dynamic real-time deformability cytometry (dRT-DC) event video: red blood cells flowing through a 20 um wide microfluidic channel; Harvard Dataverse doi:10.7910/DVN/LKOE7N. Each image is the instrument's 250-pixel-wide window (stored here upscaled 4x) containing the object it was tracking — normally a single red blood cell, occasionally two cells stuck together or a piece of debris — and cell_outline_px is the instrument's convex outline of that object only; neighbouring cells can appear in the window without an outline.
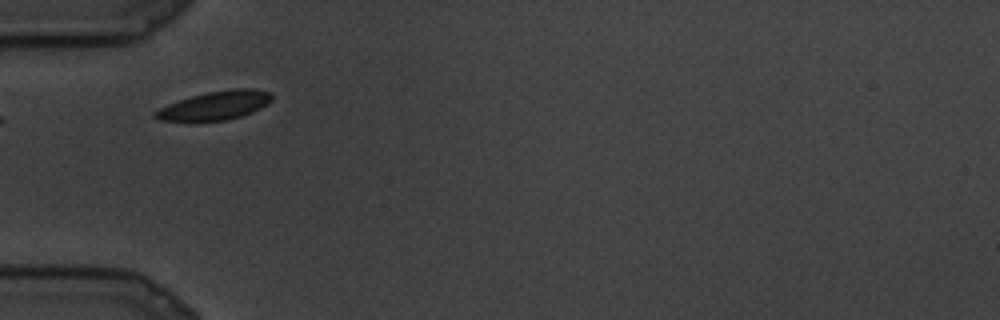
{"species": "common noctule bat (a hibernating species)", "species_latin": "Nyctalus noctula", "temperature_condition": "cold", "stored_images_in_passage": 12, "camera_frame_rate_fps": 3000, "um_per_image_px": 0.085, "animal": {"sex": "male", "body_mass_g": 19.5, "forearm_length_mm": 54.6}, "frame": {"image": 1, "passage_image": 1, "time_ms": 0.0, "image_size_px": [1000, 320], "cell_outline_px": [[272, 100], [268, 104], [252, 112], [228, 120], [160, 120], [152, 116], [152, 112], [168, 104], [192, 96], [208, 92], [236, 88], [256, 88], [272, 92]], "centroid_in_image_um": [18.33, 8.95], "position_along_channel_um": 66.7, "area_um2": 19.31}}
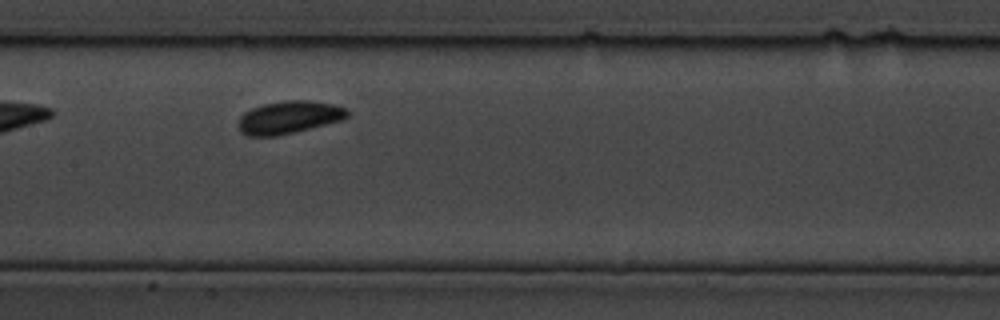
{"frame": {"image": 2, "passage_image": 6, "time_ms": 1.667, "image_size_px": [1000, 320], "cell_outline_px": [[348, 116], [340, 120], [276, 136], [248, 136], [240, 132], [236, 124], [240, 116], [244, 112], [252, 108], [264, 104], [284, 100], [304, 100], [332, 104], [348, 108]], "centroid_in_image_um": [24.49, 9.97], "position_along_channel_um": 182.9, "area_um2": 20.58}}